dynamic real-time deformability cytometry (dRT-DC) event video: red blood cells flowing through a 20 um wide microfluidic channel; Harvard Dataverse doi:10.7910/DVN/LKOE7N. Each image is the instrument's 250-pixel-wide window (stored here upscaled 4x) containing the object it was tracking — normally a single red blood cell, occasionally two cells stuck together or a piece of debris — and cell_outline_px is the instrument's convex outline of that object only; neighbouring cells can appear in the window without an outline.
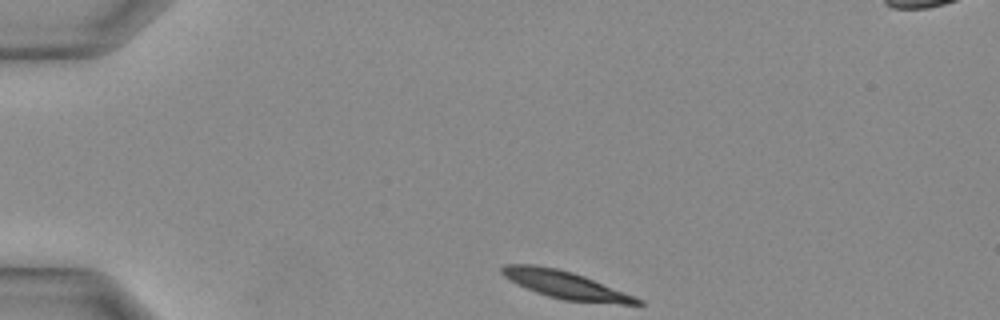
{"species": "Egyptian fruit bat (a non-hibernating species)", "species_latin": "Rousettus aegyptiacus", "temperature_condition": "warm", "stored_images_in_passage": 7, "camera_frame_rate_fps": 3000, "um_per_image_px": 0.085, "animal": {"sex": "female"}, "frame": {"image": 1, "passage_image": 1, "time_ms": 0.0, "image_size_px": [1000, 320], "cell_outline_px": [[644, 304], [620, 304], [564, 300], [548, 296], [536, 292], [504, 276], [500, 272], [500, 268], [504, 264], [536, 264], [556, 268], [572, 272], [584, 276], [644, 300]], "centroid_in_image_um": [48.07, 24.2], "position_along_channel_um": 36.9, "area_um2": 21.44}}
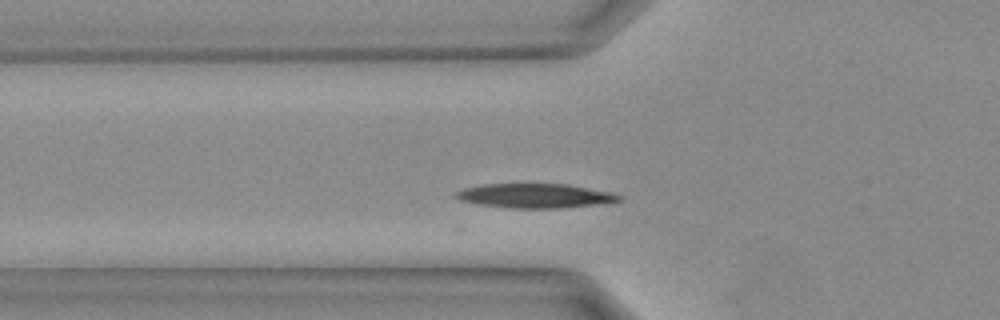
{"frame": {"image": 2, "passage_image": 6, "time_ms": 1.667, "image_size_px": [1000, 320], "cell_outline_px": [[624, 200], [560, 208], [512, 208], [480, 204], [460, 200], [452, 196], [456, 192], [464, 188], [484, 184], [568, 184], [608, 192], [620, 196]], "centroid_in_image_um": [45.41, 16.63], "position_along_channel_um": 80.4, "area_um2": 22.72}}